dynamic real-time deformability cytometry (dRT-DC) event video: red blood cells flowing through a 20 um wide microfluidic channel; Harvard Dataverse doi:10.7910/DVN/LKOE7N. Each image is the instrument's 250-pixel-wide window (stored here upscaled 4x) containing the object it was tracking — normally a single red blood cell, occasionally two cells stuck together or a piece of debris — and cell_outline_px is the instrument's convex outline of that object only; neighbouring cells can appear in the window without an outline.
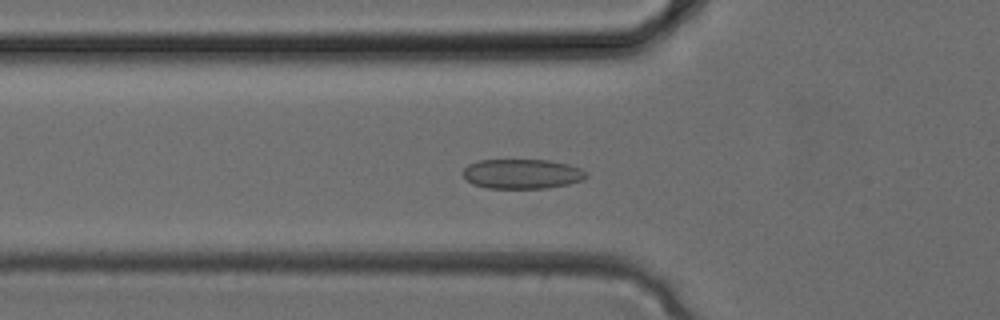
{"species": "common noctule bat (a hibernating species)", "species_latin": "Nyctalus noctula", "temperature_condition": "cold", "stored_images_in_passage": 34, "camera_frame_rate_fps": 3000, "um_per_image_px": 0.085, "animal": {"sex": "female", "body_mass_g": 24.6, "forearm_length_mm": 56.2}, "frame": {"image": 1, "passage_image": 11, "time_ms": 3.333, "image_size_px": [1000, 320], "cell_outline_px": [[588, 176], [584, 180], [568, 184], [548, 188], [488, 188], [472, 184], [464, 176], [464, 168], [468, 164], [480, 160], [548, 160], [568, 164], [580, 168], [588, 172]], "centroid_in_image_um": [44.42, 14.78], "position_along_channel_um": 81.4, "area_um2": 21.39}}
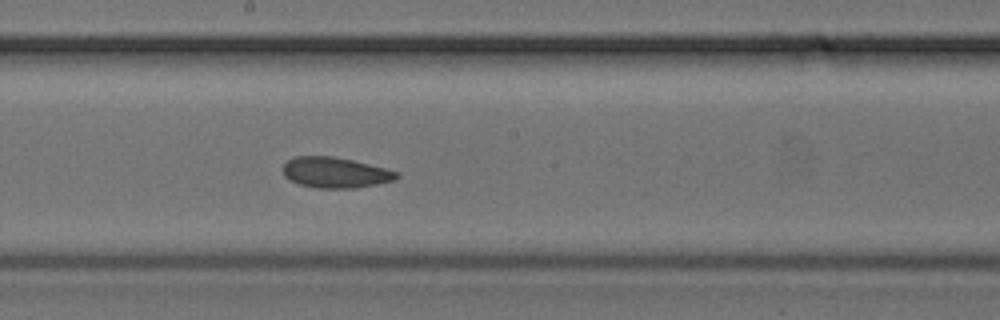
{"frame": {"image": 2, "passage_image": 18, "time_ms": 5.667, "image_size_px": [1000, 320], "cell_outline_px": [[400, 176], [396, 180], [356, 188], [316, 188], [300, 184], [284, 176], [284, 164], [288, 160], [296, 156], [332, 156], [352, 160], [400, 172]], "centroid_in_image_um": [28.53, 14.67], "position_along_channel_um": 219.7, "area_um2": 20.17}}
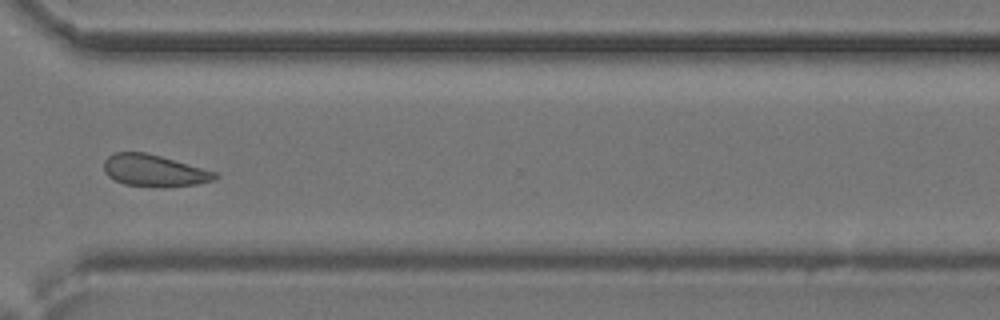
{"frame": {"image": 3, "passage_image": 25, "time_ms": 8.0, "image_size_px": [1000, 320], "cell_outline_px": [[220, 176], [212, 180], [196, 184], [164, 188], [160, 188], [124, 184], [108, 176], [104, 172], [104, 160], [108, 156], [116, 152], [144, 152], [160, 156], [216, 172]], "centroid_in_image_um": [13.08, 14.51], "position_along_channel_um": 357.5, "area_um2": 20.58}}